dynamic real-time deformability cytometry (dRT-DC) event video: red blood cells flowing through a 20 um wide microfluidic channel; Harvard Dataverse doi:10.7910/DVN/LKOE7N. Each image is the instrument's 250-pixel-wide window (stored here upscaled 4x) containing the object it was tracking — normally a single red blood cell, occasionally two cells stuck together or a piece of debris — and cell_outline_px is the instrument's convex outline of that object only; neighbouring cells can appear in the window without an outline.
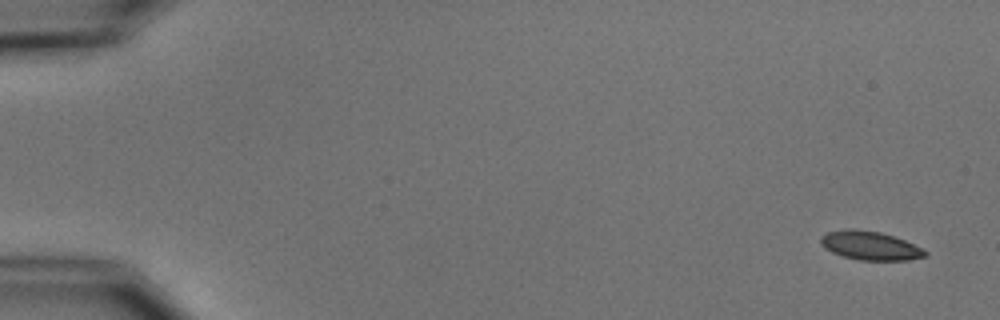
{"species": "common noctule bat (a hibernating species)", "species_latin": "Nyctalus noctula", "temperature_condition": "cold", "stored_images_in_passage": 5, "camera_frame_rate_fps": 3000, "um_per_image_px": 0.085, "animal": {"sex": "male", "body_mass_g": 15.6}, "frame": {"image": 1, "passage_image": 1, "time_ms": 0.0, "image_size_px": [1000, 320], "cell_outline_px": [[928, 256], [908, 260], [860, 260], [844, 256], [832, 252], [824, 248], [820, 244], [820, 236], [828, 232], [844, 228], [856, 228], [880, 232], [904, 240], [928, 252]], "centroid_in_image_um": [73.92, 20.86], "position_along_channel_um": 11.1, "area_um2": 17.51}}
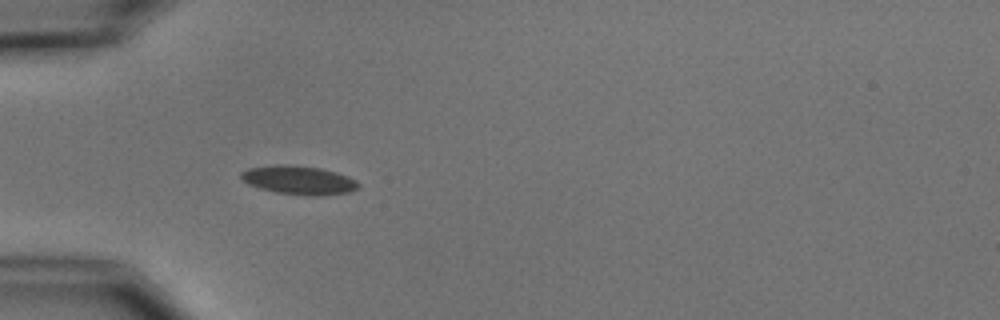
{"frame": {"image": 2, "passage_image": 5, "time_ms": 5.0, "image_size_px": [1000, 320], "cell_outline_px": [[360, 188], [348, 192], [316, 196], [312, 196], [276, 192], [260, 188], [248, 184], [240, 176], [240, 172], [248, 168], [276, 164], [284, 164], [320, 168], [336, 172], [348, 176], [356, 180], [360, 184]], "centroid_in_image_um": [25.41, 15.3], "position_along_channel_um": 59.6, "area_um2": 19.59}}